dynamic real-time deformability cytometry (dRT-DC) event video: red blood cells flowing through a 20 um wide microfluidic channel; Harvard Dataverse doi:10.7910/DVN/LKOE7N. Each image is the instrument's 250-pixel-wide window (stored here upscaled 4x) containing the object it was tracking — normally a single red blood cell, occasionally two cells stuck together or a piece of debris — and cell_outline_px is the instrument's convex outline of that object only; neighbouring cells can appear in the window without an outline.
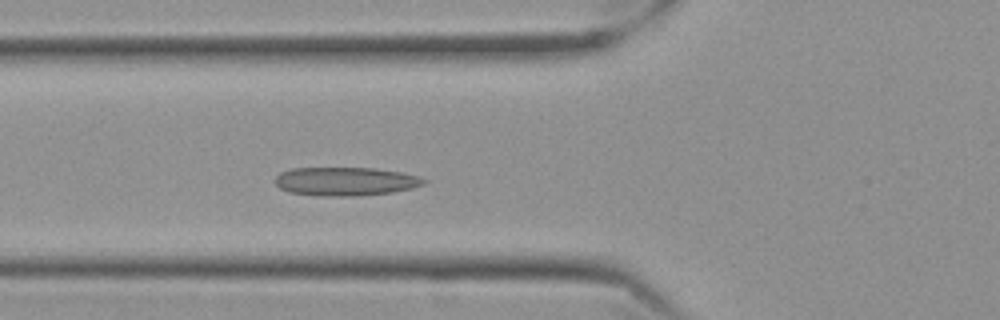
{"species": "Egyptian fruit bat (a non-hibernating species)", "species_latin": "Rousettus aegyptiacus", "temperature_condition": "cold", "stored_images_in_passage": 55, "camera_frame_rate_fps": 3000, "um_per_image_px": 0.085, "frame": {"image": 1, "passage_image": 18, "time_ms": 5.667, "image_size_px": [1000, 320], "cell_outline_px": [[428, 180], [424, 184], [412, 188], [392, 192], [356, 196], [320, 196], [288, 192], [280, 188], [272, 180], [280, 172], [292, 168], [372, 168], [400, 172], [416, 176]], "centroid_in_image_um": [29.31, 15.42], "position_along_channel_um": 96.5, "area_um2": 24.8}}
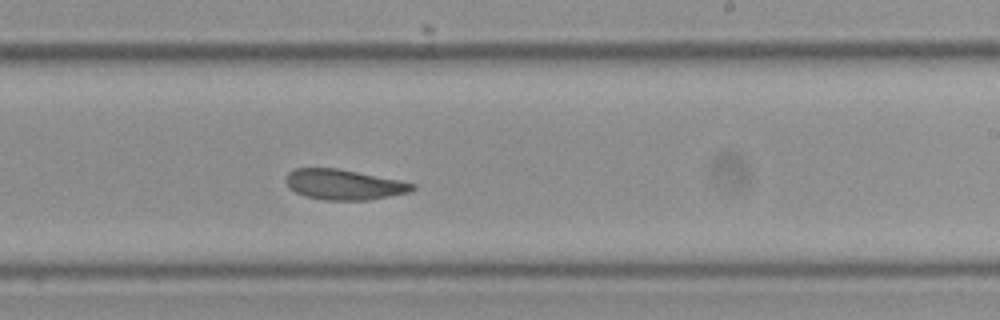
{"frame": {"image": 2, "passage_image": 32, "time_ms": 10.333, "image_size_px": [1000, 320], "cell_outline_px": [[416, 188], [412, 192], [368, 200], [324, 200], [304, 196], [288, 188], [284, 180], [284, 176], [288, 172], [296, 168], [336, 168], [400, 180], [416, 184]], "centroid_in_image_um": [29.21, 15.69], "position_along_channel_um": 259.8, "area_um2": 22.6}}
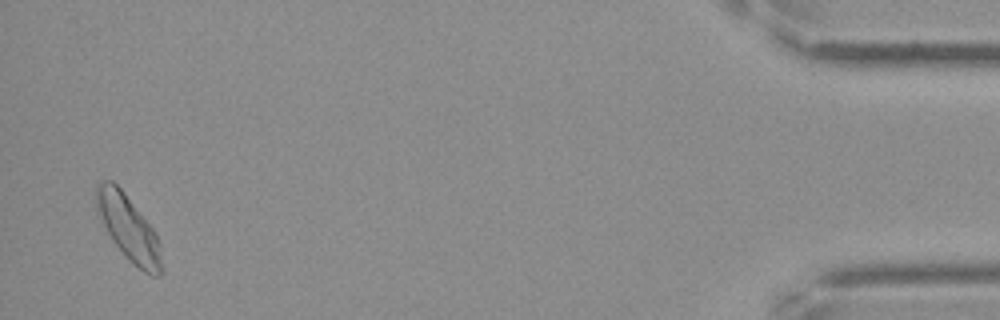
{"frame": {"image": 3, "passage_image": 53, "time_ms": 17.333, "image_size_px": [1000, 320], "cell_outline_px": [[164, 268], [160, 276], [152, 276], [144, 272], [132, 264], [128, 260], [112, 240], [96, 212], [96, 188], [104, 180], [112, 180], [124, 192], [156, 232], [160, 244]], "centroid_in_image_um": [10.96, 19.44], "position_along_channel_um": 424.2, "area_um2": 25.03}}